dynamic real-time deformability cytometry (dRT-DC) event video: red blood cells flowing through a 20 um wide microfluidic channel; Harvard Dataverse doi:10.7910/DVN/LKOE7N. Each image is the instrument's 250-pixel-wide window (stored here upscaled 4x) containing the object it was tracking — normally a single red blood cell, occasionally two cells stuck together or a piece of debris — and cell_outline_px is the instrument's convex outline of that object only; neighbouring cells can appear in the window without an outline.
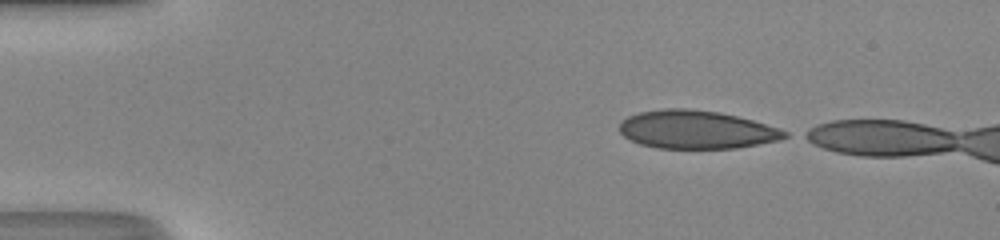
{"species": "human", "species_latin": "Homo sapiens", "temperature_condition": "room temperature", "stored_images_in_passage": 7, "camera_frame_rate_fps": 3000, "um_per_image_px": 0.085, "donor": {"sex": "male"}, "frame": {"image": 1, "passage_image": 1, "time_ms": 0.0, "image_size_px": [1000, 240], "cell_outline_px": [[788, 136], [780, 140], [736, 148], [656, 148], [640, 144], [624, 136], [620, 132], [620, 124], [628, 116], [640, 112], [664, 108], [688, 108], [720, 112], [752, 120], [788, 132]], "centroid_in_image_um": [59.18, 11.01], "position_along_channel_um": 25.8, "area_um2": 36.59}}